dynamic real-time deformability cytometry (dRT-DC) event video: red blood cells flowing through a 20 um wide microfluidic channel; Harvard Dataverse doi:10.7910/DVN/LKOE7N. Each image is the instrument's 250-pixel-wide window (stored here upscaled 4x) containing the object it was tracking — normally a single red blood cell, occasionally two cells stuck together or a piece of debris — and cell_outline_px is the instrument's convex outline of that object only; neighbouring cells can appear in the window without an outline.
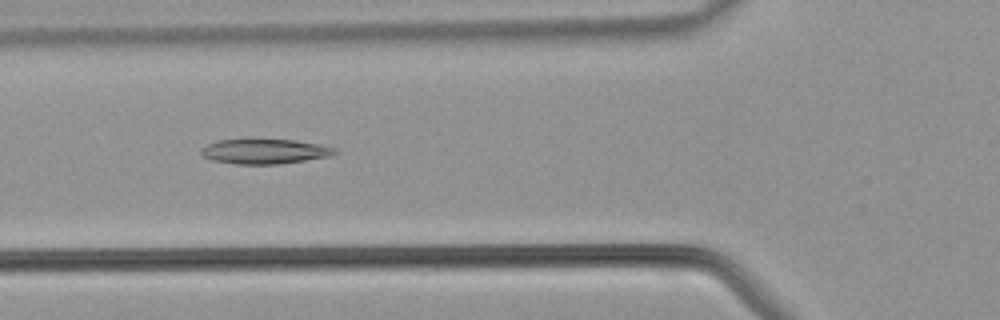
{"species": "common noctule bat (a hibernating species)", "species_latin": "Nyctalus noctula", "temperature_condition": "warm", "stored_images_in_passage": 38, "camera_frame_rate_fps": 3000, "um_per_image_px": 0.085, "animal": {"sex": "male", "body_mass_g": 21.5, "forearm_length_mm": 52.0}, "frame": {"image": 1, "passage_image": 11, "time_ms": 3.333, "image_size_px": [1000, 320], "cell_outline_px": [[336, 152], [328, 156], [280, 164], [236, 164], [212, 160], [204, 156], [200, 152], [208, 144], [220, 140], [252, 136], [292, 140], [316, 144], [336, 148]], "centroid_in_image_um": [22.43, 12.82], "position_along_channel_um": 103.4, "area_um2": 19.83}}
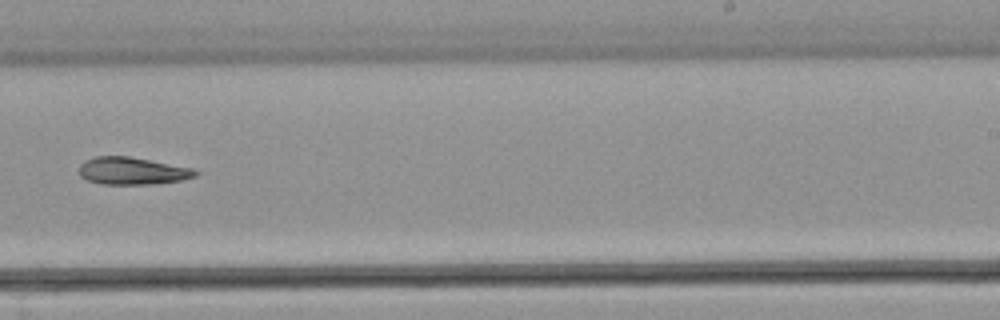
{"frame": {"image": 2, "passage_image": 22, "time_ms": 7.0, "image_size_px": [1000, 320], "cell_outline_px": [[200, 172], [196, 176], [180, 180], [156, 184], [104, 184], [88, 180], [80, 176], [80, 164], [84, 160], [96, 156], [128, 156], [192, 168]], "centroid_in_image_um": [11.24, 14.52], "position_along_channel_um": 277.8, "area_um2": 18.44}}
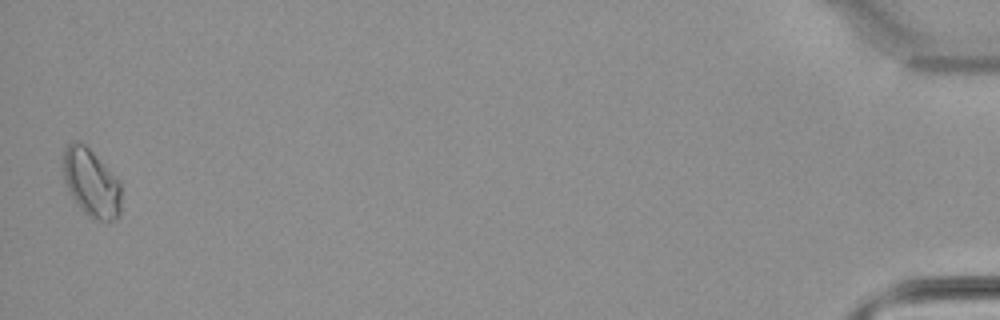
{"frame": {"image": 3, "passage_image": 38, "time_ms": 12.333, "image_size_px": [1000, 320], "cell_outline_px": [[120, 216], [116, 220], [100, 220], [88, 216], [80, 208], [72, 196], [64, 180], [64, 148], [72, 140], [84, 144], [92, 152], [120, 184]], "centroid_in_image_um": [7.74, 15.56], "position_along_channel_um": 427.5, "area_um2": 22.25}}